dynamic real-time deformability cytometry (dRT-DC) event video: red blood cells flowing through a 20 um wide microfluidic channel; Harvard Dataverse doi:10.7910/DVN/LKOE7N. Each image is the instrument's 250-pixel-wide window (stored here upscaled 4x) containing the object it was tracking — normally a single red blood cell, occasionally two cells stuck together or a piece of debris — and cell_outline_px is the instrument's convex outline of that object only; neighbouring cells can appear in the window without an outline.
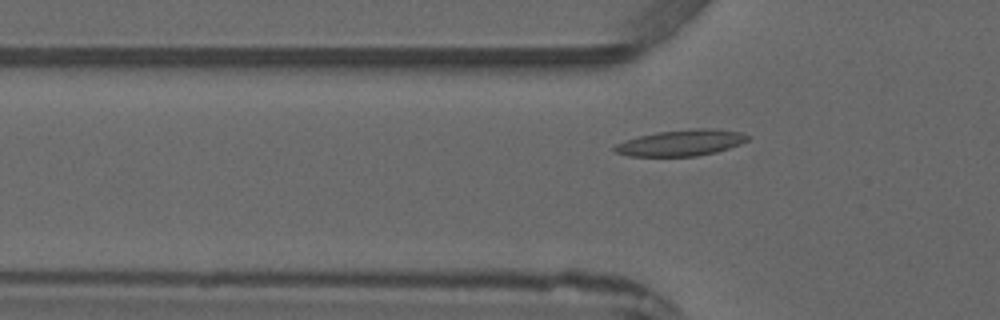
{"species": "common noctule bat (a hibernating species)", "species_latin": "Nyctalus noctula", "temperature_condition": "warm", "stored_images_in_passage": 6, "camera_frame_rate_fps": 3000, "um_per_image_px": 0.085, "animal": {"sex": "male", "forearm_length_mm": 52.5}, "frame": {"image": 1, "passage_image": 6, "time_ms": 7.333, "image_size_px": [1000, 320], "cell_outline_px": [[752, 136], [748, 140], [740, 144], [716, 152], [696, 156], [628, 156], [616, 152], [612, 148], [616, 144], [640, 136], [656, 132], [692, 128], [716, 128], [740, 132]], "centroid_in_image_um": [57.94, 12.13], "position_along_channel_um": 67.9, "area_um2": 20.29}}